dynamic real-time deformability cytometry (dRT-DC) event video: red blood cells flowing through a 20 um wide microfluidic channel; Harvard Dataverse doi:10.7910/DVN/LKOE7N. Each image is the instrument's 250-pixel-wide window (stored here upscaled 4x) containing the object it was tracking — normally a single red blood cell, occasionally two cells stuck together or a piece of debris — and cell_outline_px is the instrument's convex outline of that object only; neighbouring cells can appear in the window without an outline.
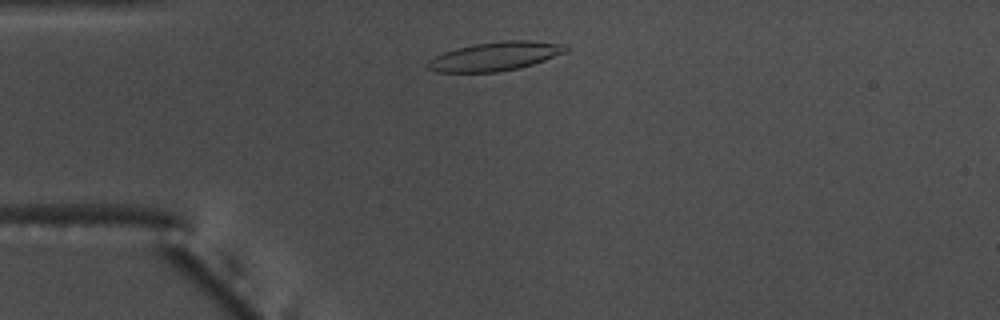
{"species": "common noctule bat (a hibernating species)", "species_latin": "Nyctalus noctula", "temperature_condition": "warm", "stored_images_in_passage": 38, "camera_frame_rate_fps": 3000, "um_per_image_px": 0.085, "animal": {"sex": "male", "body_mass_g": 17.5, "forearm_length_mm": 52.3}, "frame": {"image": 1, "passage_image": 6, "time_ms": 1.667, "image_size_px": [1000, 320], "cell_outline_px": [[568, 48], [564, 52], [544, 60], [520, 68], [500, 72], [436, 72], [428, 68], [424, 64], [428, 60], [444, 52], [456, 48], [472, 44], [500, 40], [528, 40], [564, 44]], "centroid_in_image_um": [42.04, 4.78], "position_along_channel_um": 43.0, "area_um2": 23.24}}
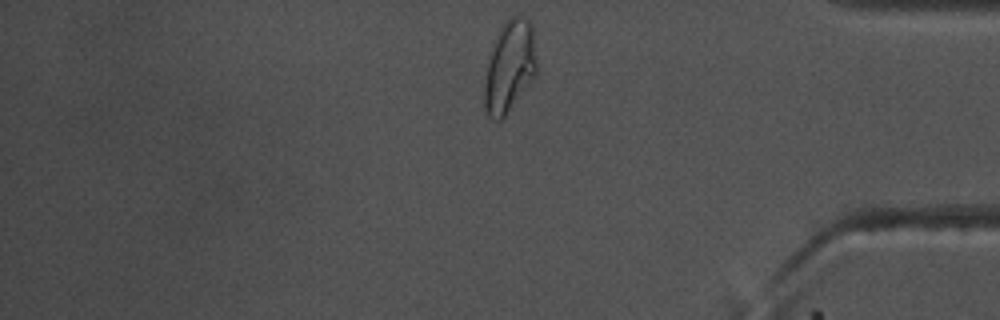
{"frame": {"image": 2, "passage_image": 38, "time_ms": 12.333, "image_size_px": [1000, 320], "cell_outline_px": [[536, 76], [504, 116], [500, 120], [492, 120], [488, 116], [484, 104], [484, 84], [488, 56], [492, 40], [508, 16], [524, 16], [532, 24], [536, 60]], "centroid_in_image_um": [43.29, 5.62], "position_along_channel_um": 391.9, "area_um2": 28.26}, "authors_computed_cell_mechanics": {"area_um2": 22.3397, "velocity_mm_per_s": 3.7158, "shape_relaxation_time_tau1_ms": 5.3637, "shape_relaxation_time_tau2_ms": 1.5231, "deformation_change_tau1": 0.2199, "deformation_change_tau2": 0.0969}}